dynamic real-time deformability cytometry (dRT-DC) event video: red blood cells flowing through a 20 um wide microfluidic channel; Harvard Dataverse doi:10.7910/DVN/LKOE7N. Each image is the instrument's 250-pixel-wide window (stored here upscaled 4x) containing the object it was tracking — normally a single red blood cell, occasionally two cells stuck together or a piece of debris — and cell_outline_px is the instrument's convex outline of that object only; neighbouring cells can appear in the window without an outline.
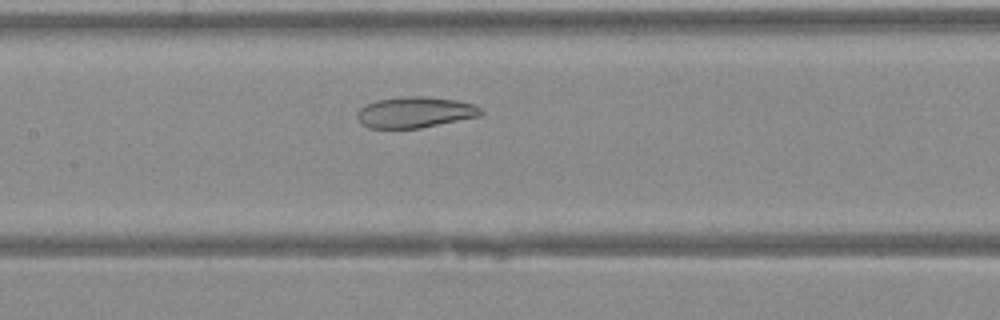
{"species": "Egyptian fruit bat (a non-hibernating species)", "species_latin": "Rousettus aegyptiacus", "temperature_condition": "warm", "stored_images_in_passage": 32, "camera_frame_rate_fps": 3000, "um_per_image_px": 0.085, "animal": {"sex": "female"}, "frame": {"image": 1, "passage_image": 13, "time_ms": 4.0, "image_size_px": [1000, 320], "cell_outline_px": [[484, 112], [480, 116], [420, 128], [368, 128], [360, 124], [356, 116], [356, 112], [364, 104], [376, 100], [404, 96], [424, 96], [456, 100], [476, 104]], "centroid_in_image_um": [35.25, 9.54], "position_along_channel_um": 172.2, "area_um2": 22.6}}
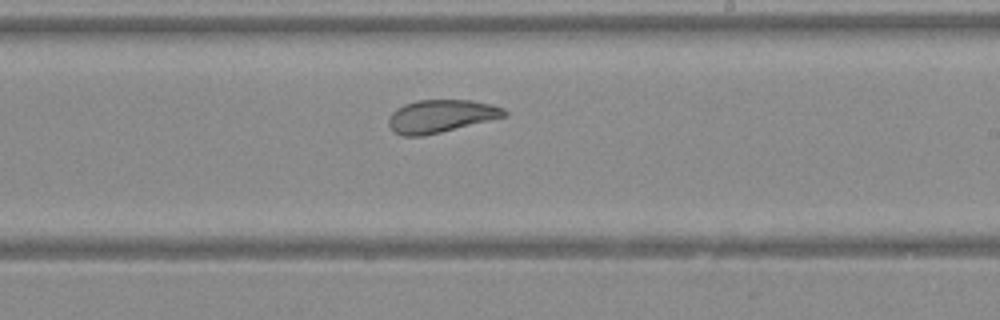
{"frame": {"image": 2, "passage_image": 18, "time_ms": 5.667, "image_size_px": [1000, 320], "cell_outline_px": [[508, 116], [424, 136], [404, 136], [396, 132], [388, 124], [388, 120], [392, 112], [396, 108], [404, 104], [416, 100], [472, 100], [492, 104], [504, 108], [508, 112]], "centroid_in_image_um": [37.51, 9.86], "position_along_channel_um": 251.5, "area_um2": 22.2}}
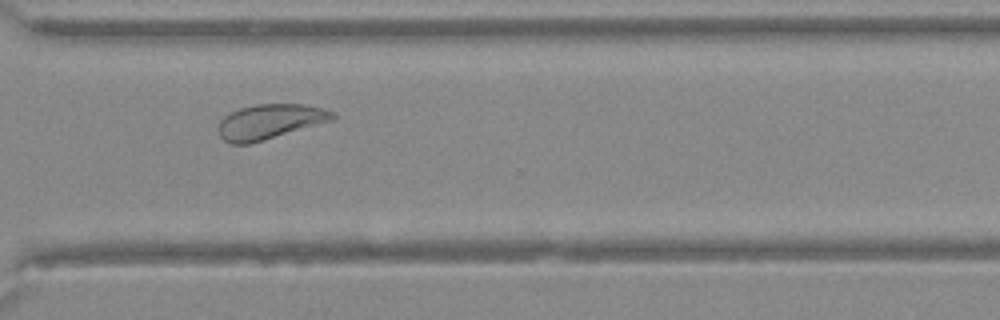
{"frame": {"image": 3, "passage_image": 24, "time_ms": 7.667, "image_size_px": [1000, 320], "cell_outline_px": [[336, 120], [264, 140], [248, 144], [228, 144], [220, 136], [216, 128], [220, 120], [224, 116], [240, 108], [256, 104], [304, 104], [324, 108], [332, 112], [336, 116]], "centroid_in_image_um": [22.94, 10.35], "position_along_channel_um": 347.7, "area_um2": 23.52}}